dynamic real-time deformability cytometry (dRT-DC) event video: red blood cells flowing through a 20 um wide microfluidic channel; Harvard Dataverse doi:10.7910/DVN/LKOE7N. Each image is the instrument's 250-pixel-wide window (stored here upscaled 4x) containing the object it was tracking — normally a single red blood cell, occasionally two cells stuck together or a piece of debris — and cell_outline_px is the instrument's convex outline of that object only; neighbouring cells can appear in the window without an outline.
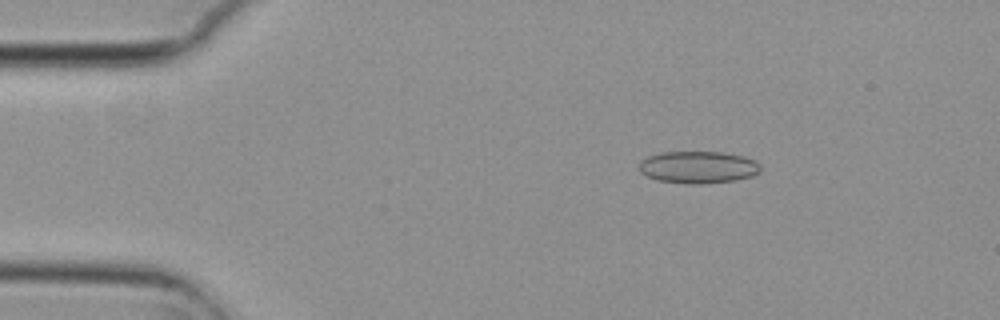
{"species": "common noctule bat (a hibernating species)", "species_latin": "Nyctalus noctula", "temperature_condition": "cold", "stored_images_in_passage": 5, "camera_frame_rate_fps": 3000, "um_per_image_px": 0.085, "animal": {"sex": "female", "body_mass_g": 29.2, "forearm_length_mm": 56.3}, "frame": {"image": 1, "passage_image": 2, "time_ms": 0.333, "image_size_px": [1000, 320], "cell_outline_px": [[760, 172], [752, 176], [736, 180], [700, 184], [688, 184], [660, 180], [648, 176], [640, 172], [640, 160], [648, 156], [660, 152], [724, 152], [744, 156], [756, 160], [760, 164]], "centroid_in_image_um": [59.38, 14.2], "position_along_channel_um": 25.6, "area_um2": 22.83}}
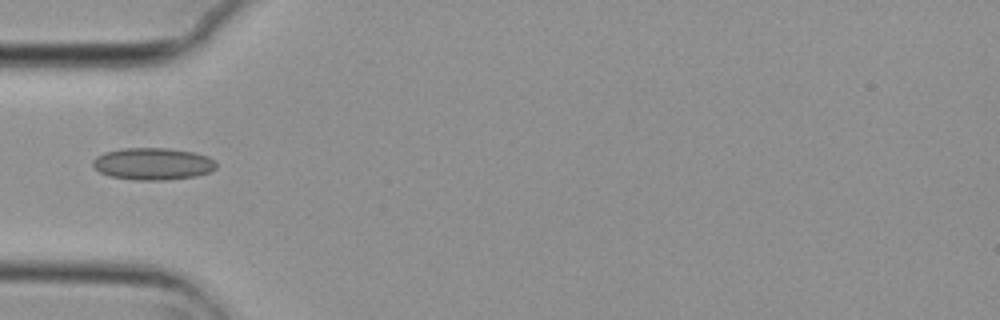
{"frame": {"image": 2, "passage_image": 4, "time_ms": 1.0, "image_size_px": [1000, 320], "cell_outline_px": [[216, 168], [212, 172], [196, 176], [164, 180], [136, 180], [108, 176], [100, 172], [92, 164], [92, 160], [96, 156], [104, 152], [120, 148], [168, 148], [192, 152], [208, 156], [216, 160]], "centroid_in_image_um": [13.0, 13.92], "position_along_channel_um": 72.0, "area_um2": 23.29}}
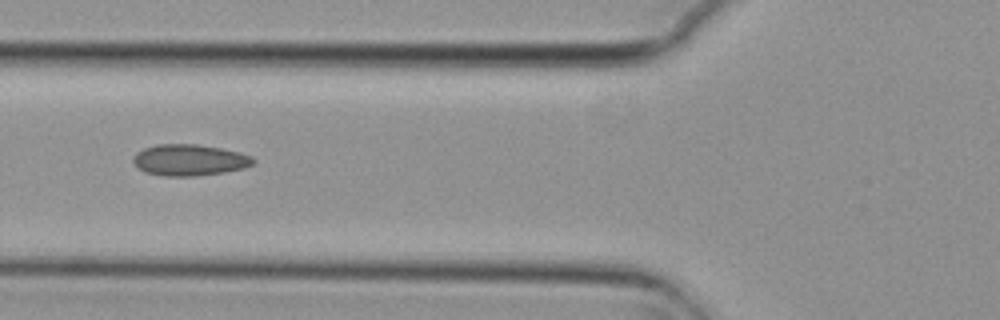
{"frame": {"image": 3, "passage_image": 5, "time_ms": 1.333, "image_size_px": [1000, 320], "cell_outline_px": [[256, 164], [244, 168], [224, 172], [196, 176], [164, 176], [144, 172], [132, 160], [136, 152], [144, 148], [156, 144], [196, 144], [220, 148], [240, 152], [252, 156], [256, 160]], "centroid_in_image_um": [16.14, 13.6], "position_along_channel_um": 109.7, "area_um2": 22.02}}